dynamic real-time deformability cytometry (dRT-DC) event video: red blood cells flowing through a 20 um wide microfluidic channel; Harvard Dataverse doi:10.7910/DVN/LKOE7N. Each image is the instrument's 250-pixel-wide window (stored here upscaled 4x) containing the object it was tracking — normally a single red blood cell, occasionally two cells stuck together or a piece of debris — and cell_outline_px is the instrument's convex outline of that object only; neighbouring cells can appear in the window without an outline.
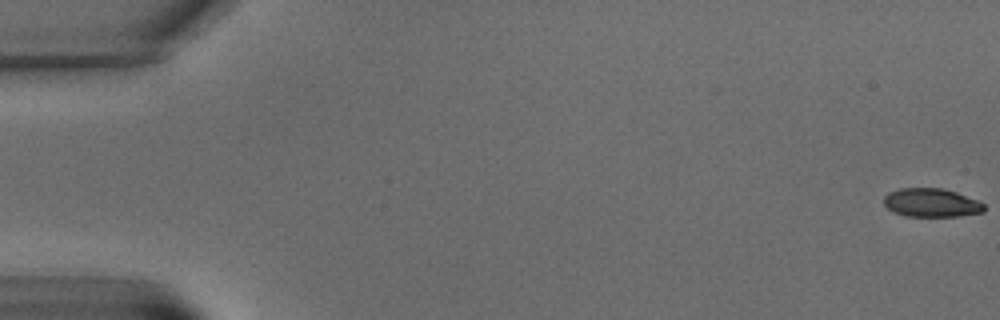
{"species": "common noctule bat (a hibernating species)", "species_latin": "Nyctalus noctula", "temperature_condition": "warm", "stored_images_in_passage": 9, "camera_frame_rate_fps": 3000, "um_per_image_px": 0.085, "animal": {"sex": "male", "body_mass_g": 15.6}, "frame": {"image": 1, "passage_image": 1, "time_ms": 0.0, "image_size_px": [1000, 320], "cell_outline_px": [[984, 212], [960, 216], [904, 216], [892, 212], [884, 204], [884, 196], [888, 192], [900, 188], [944, 188], [956, 192], [976, 200], [984, 204]], "centroid_in_image_um": [79.14, 17.23], "position_along_channel_um": 5.9, "area_um2": 16.76}}
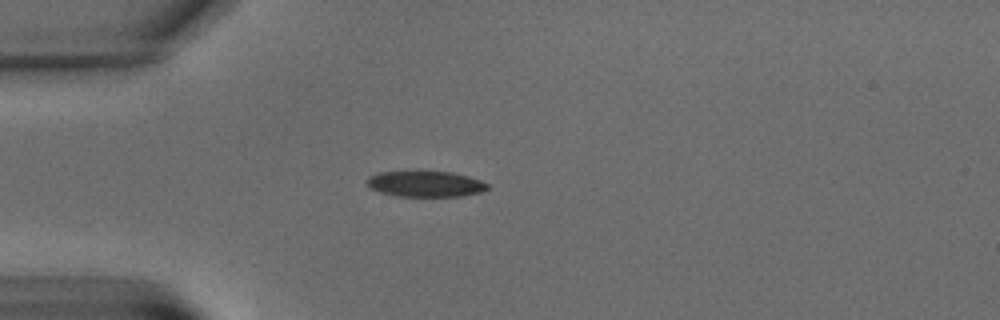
{"frame": {"image": 2, "passage_image": 6, "time_ms": 6.667, "image_size_px": [1000, 320], "cell_outline_px": [[488, 188], [480, 192], [460, 196], [400, 196], [380, 192], [372, 188], [364, 180], [368, 176], [380, 172], [452, 172], [468, 176], [480, 180], [488, 184]], "centroid_in_image_um": [36.15, 15.63], "position_along_channel_um": 48.8, "area_um2": 17.86}}
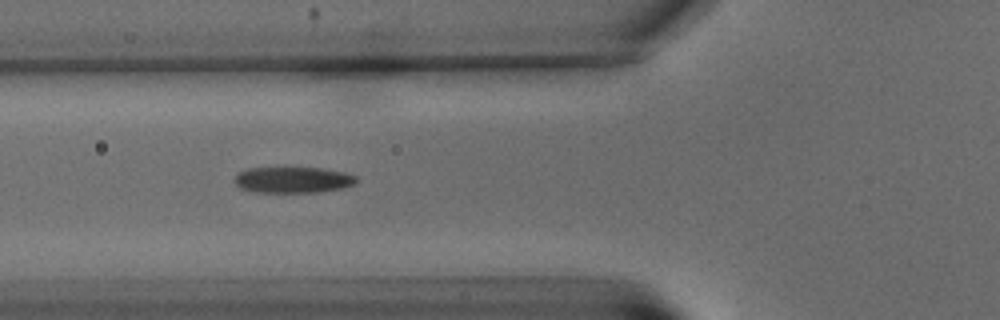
{"frame": {"image": 3, "passage_image": 8, "time_ms": 9.0, "image_size_px": [1000, 320], "cell_outline_px": [[356, 184], [340, 188], [316, 192], [256, 192], [240, 188], [232, 180], [240, 172], [248, 168], [320, 168], [344, 172], [356, 176]], "centroid_in_image_um": [24.88, 15.29], "position_along_channel_um": 100.9, "area_um2": 18.32}}